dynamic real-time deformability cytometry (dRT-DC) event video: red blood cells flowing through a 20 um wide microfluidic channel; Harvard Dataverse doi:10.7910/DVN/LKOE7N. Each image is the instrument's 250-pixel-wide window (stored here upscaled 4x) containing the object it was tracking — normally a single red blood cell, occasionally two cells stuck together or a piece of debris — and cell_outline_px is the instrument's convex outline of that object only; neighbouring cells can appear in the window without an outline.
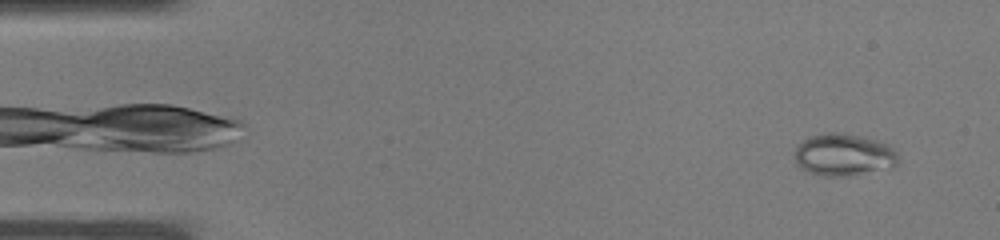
{"species": "common noctule bat (a hibernating species)", "species_latin": "Nyctalus noctula", "temperature_condition": "warm", "stored_images_in_passage": 36, "camera_frame_rate_fps": 3000, "um_per_image_px": 0.085, "animal": {"sex": "male", "body_mass_g": 19.0, "forearm_length_mm": 50.8}, "frame": {"image": 1, "passage_image": 2, "time_ms": 0.333, "image_size_px": [1000, 240], "cell_outline_px": [[900, 160], [896, 164], [848, 176], [824, 176], [808, 172], [800, 168], [796, 164], [796, 148], [808, 136], [832, 132], [836, 132], [860, 136], [876, 140], [892, 148], [896, 152]], "centroid_in_image_um": [71.66, 13.15], "position_along_channel_um": 13.3, "area_um2": 24.85}}
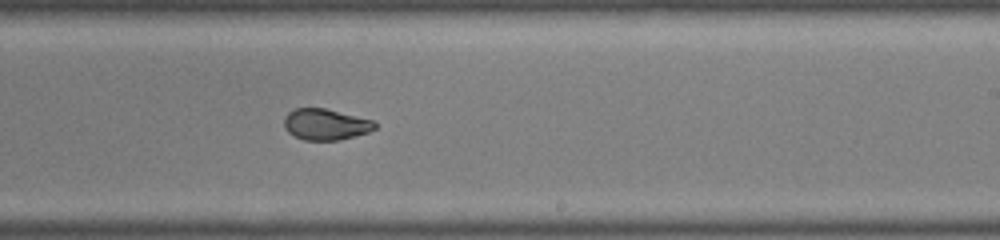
{"frame": {"image": 2, "passage_image": 22, "time_ms": 7.0, "image_size_px": [1000, 240], "cell_outline_px": [[376, 128], [368, 132], [336, 140], [304, 140], [288, 132], [284, 128], [284, 116], [288, 112], [296, 108], [324, 108], [376, 120]], "centroid_in_image_um": [27.68, 10.56], "position_along_channel_um": 261.3, "area_um2": 16.47}}
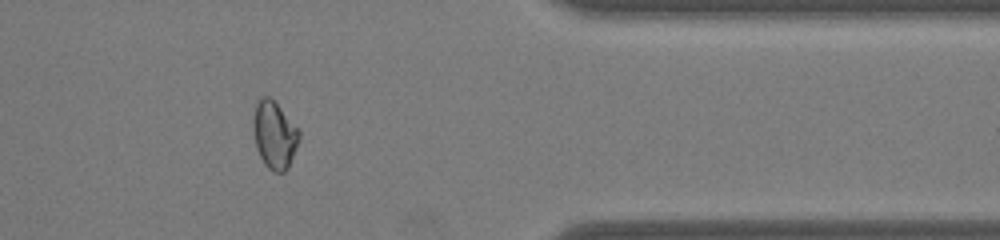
{"frame": {"image": 3, "passage_image": 30, "time_ms": 9.667, "image_size_px": [1000, 240], "cell_outline_px": [[300, 140], [288, 168], [284, 172], [272, 172], [264, 164], [256, 148], [252, 128], [252, 120], [256, 104], [260, 96], [268, 96], [280, 108], [300, 132]], "centroid_in_image_um": [23.3, 11.49], "position_along_channel_um": 388.1, "area_um2": 18.03}}